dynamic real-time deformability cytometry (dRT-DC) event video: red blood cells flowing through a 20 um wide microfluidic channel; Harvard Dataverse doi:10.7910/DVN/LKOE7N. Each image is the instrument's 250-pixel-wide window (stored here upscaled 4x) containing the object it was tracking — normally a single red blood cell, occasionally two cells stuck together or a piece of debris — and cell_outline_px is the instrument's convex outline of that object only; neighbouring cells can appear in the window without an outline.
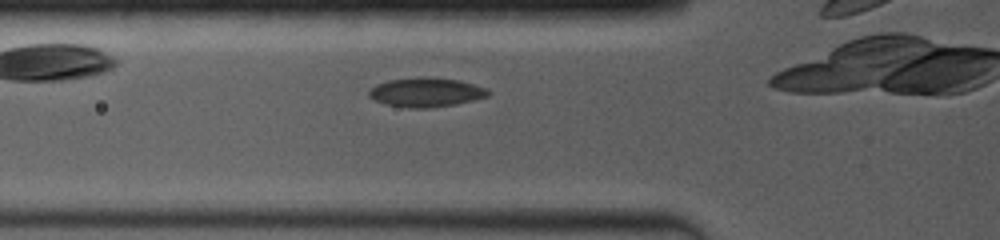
{"species": "common noctule bat (a hibernating species)", "species_latin": "Nyctalus noctula", "temperature_condition": "room temperature", "stored_images_in_passage": 18, "camera_frame_rate_fps": 4000, "um_per_image_px": 0.085, "animal": {"sex": "female", "body_mass_g": 19.0, "forearm_length_mm": 53.3}, "frame": {"image": 1, "passage_image": 5, "time_ms": 0.75, "image_size_px": [1000, 240], "cell_outline_px": [[492, 92], [488, 96], [456, 104], [428, 108], [408, 108], [384, 104], [368, 96], [368, 92], [376, 84], [388, 80], [416, 76], [420, 76], [460, 80], [484, 88]], "centroid_in_image_um": [36.18, 7.84], "position_along_channel_um": 89.6, "area_um2": 20.35}}
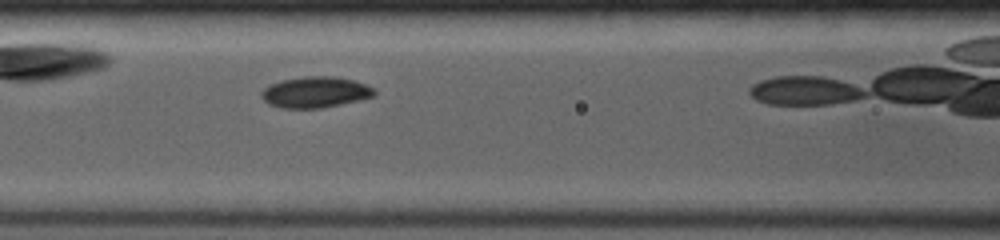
{"frame": {"image": 2, "passage_image": 12, "time_ms": 2.0, "image_size_px": [1000, 240], "cell_outline_px": [[376, 96], [340, 104], [320, 108], [280, 108], [268, 104], [260, 96], [260, 92], [264, 88], [272, 84], [284, 80], [304, 76], [336, 76], [352, 80], [364, 84], [372, 88], [376, 92]], "centroid_in_image_um": [26.78, 7.84], "position_along_channel_um": 139.8, "area_um2": 20.29}}